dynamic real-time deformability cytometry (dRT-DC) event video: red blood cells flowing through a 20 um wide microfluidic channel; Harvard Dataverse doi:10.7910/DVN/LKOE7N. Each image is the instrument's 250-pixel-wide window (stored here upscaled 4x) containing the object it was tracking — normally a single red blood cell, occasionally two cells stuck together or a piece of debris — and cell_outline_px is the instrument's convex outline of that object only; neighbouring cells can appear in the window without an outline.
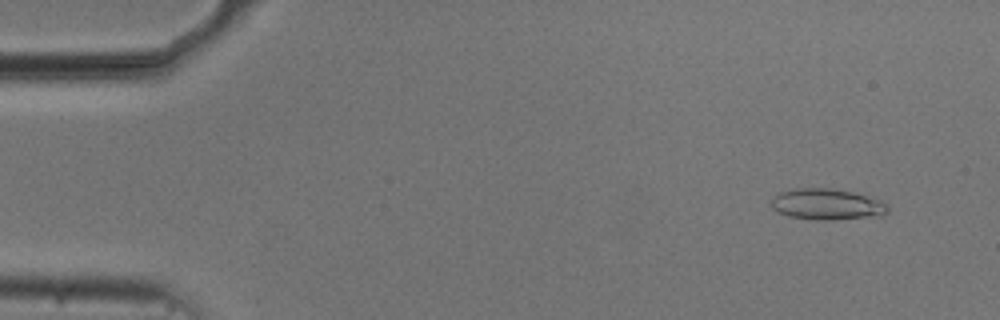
{"species": "common noctule bat (a hibernating species)", "species_latin": "Nyctalus noctula", "temperature_condition": "cold", "stored_images_in_passage": 54, "camera_frame_rate_fps": 3000, "um_per_image_px": 0.085, "animal": {"sex": "male", "body_mass_g": 20.5, "forearm_length_mm": 52.5}, "frame": {"image": 1, "passage_image": 4, "time_ms": 1.0, "image_size_px": [1000, 320], "cell_outline_px": [[888, 212], [884, 216], [836, 220], [816, 220], [788, 216], [772, 208], [768, 200], [780, 192], [792, 188], [832, 188], [852, 192], [880, 200], [888, 208]], "centroid_in_image_um": [70.26, 17.37], "position_along_channel_um": 14.7, "area_um2": 21.39}}
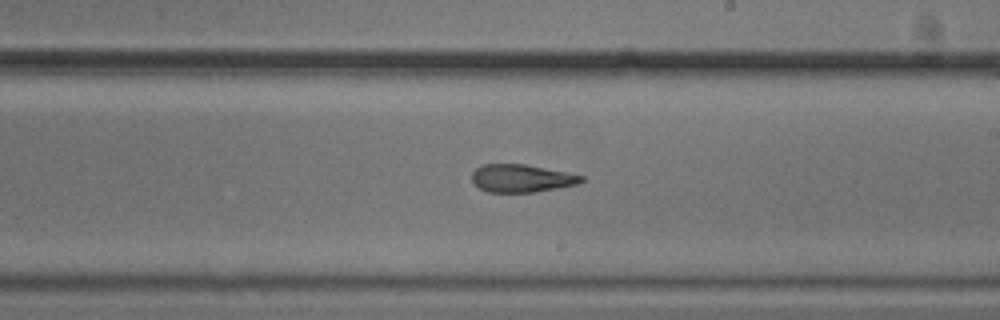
{"frame": {"image": 2, "passage_image": 31, "time_ms": 10.0, "image_size_px": [1000, 320], "cell_outline_px": [[584, 180], [576, 184], [536, 192], [488, 192], [480, 188], [472, 180], [472, 172], [476, 168], [484, 164], [524, 164], [584, 176]], "centroid_in_image_um": [44.3, 15.16], "position_along_channel_um": 244.7, "area_um2": 17.46}}
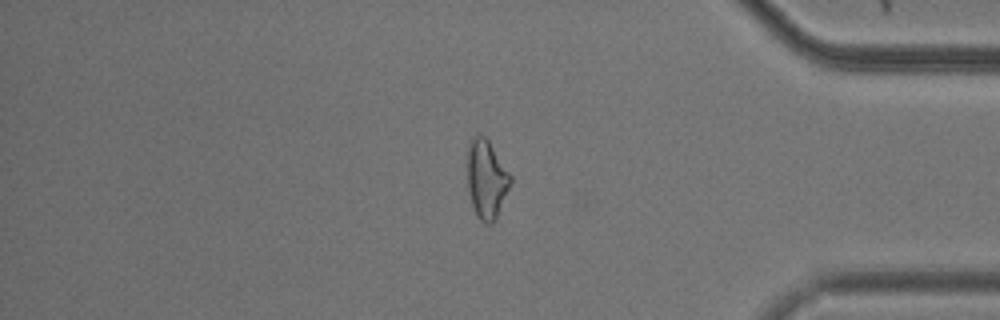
{"frame": {"image": 3, "passage_image": 45, "time_ms": 14.667, "image_size_px": [1000, 320], "cell_outline_px": [[512, 180], [496, 220], [492, 224], [484, 224], [476, 216], [468, 192], [468, 144], [472, 136], [476, 132], [480, 132], [488, 140], [512, 176]], "centroid_in_image_um": [41.35, 15.22], "position_along_channel_um": 393.9, "area_um2": 20.0}, "authors_computed_cell_mechanics": {"area_um2": 19.652, "velocity_mm_per_s": 3.7407, "shape_relaxation_time_tau1_ms": null, "shape_relaxation_time_tau2_ms": 3.8462, "deformation_change_tau1": null, "deformation_change_tau2": 0.1331}}